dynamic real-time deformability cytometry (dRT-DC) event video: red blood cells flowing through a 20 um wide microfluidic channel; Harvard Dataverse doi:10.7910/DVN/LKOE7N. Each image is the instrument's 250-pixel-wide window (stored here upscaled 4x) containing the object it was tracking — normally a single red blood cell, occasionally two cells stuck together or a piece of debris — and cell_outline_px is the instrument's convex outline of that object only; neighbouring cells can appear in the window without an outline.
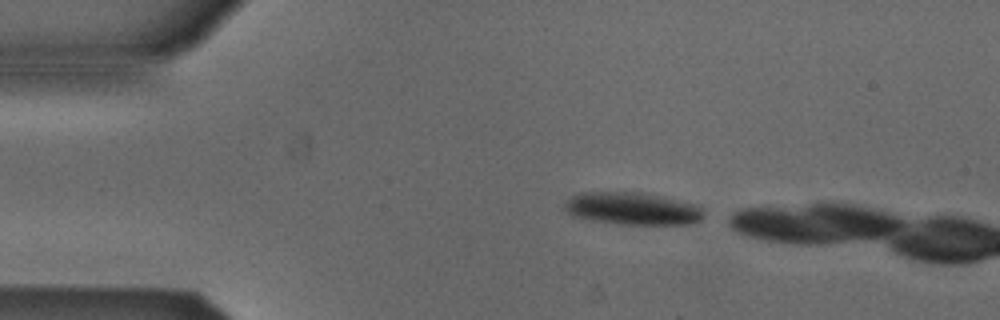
{"species": "Egyptian fruit bat (a non-hibernating species)", "species_latin": "Rousettus aegyptiacus", "temperature_condition": "cold", "stored_images_in_passage": 3, "camera_frame_rate_fps": 3000, "um_per_image_px": 0.085, "animal": {"sex": "male"}, "frame": {"image": 1, "passage_image": 1, "time_ms": 0.0, "image_size_px": [1000, 320], "cell_outline_px": [[704, 216], [700, 220], [692, 224], [620, 224], [572, 216], [564, 208], [564, 204], [572, 196], [580, 192], [640, 192], [660, 196], [696, 204], [704, 208]], "centroid_in_image_um": [53.8, 17.72], "position_along_channel_um": 31.2, "area_um2": 26.24}}